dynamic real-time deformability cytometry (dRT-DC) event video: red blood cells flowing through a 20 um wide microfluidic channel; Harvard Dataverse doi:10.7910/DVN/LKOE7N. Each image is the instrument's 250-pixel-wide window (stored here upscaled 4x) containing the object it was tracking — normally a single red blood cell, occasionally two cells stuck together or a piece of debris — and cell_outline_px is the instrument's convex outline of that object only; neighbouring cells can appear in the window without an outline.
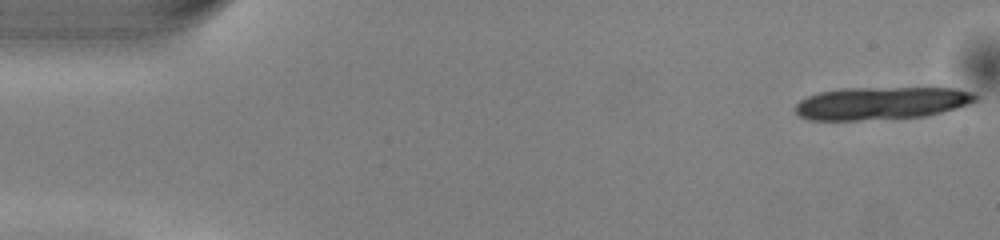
{"species": "common noctule bat (a hibernating species)", "species_latin": "Nyctalus noctula", "temperature_condition": "warm", "stored_images_in_passage": 15, "camera_frame_rate_fps": 3000, "um_per_image_px": 0.085, "animal": {"sex": "male", "body_mass_g": 13.0, "forearm_length_mm": 53.1}, "frame": {"image": 1, "passage_image": 1, "time_ms": 0.0, "image_size_px": [1000, 240], "cell_outline_px": [[980, 96], [976, 100], [968, 104], [956, 108], [928, 116], [860, 120], [808, 120], [800, 116], [796, 112], [796, 104], [800, 100], [808, 96], [820, 92], [840, 88], [956, 88], [972, 92]], "centroid_in_image_um": [74.92, 8.77], "position_along_channel_um": 10.1, "area_um2": 34.39}}